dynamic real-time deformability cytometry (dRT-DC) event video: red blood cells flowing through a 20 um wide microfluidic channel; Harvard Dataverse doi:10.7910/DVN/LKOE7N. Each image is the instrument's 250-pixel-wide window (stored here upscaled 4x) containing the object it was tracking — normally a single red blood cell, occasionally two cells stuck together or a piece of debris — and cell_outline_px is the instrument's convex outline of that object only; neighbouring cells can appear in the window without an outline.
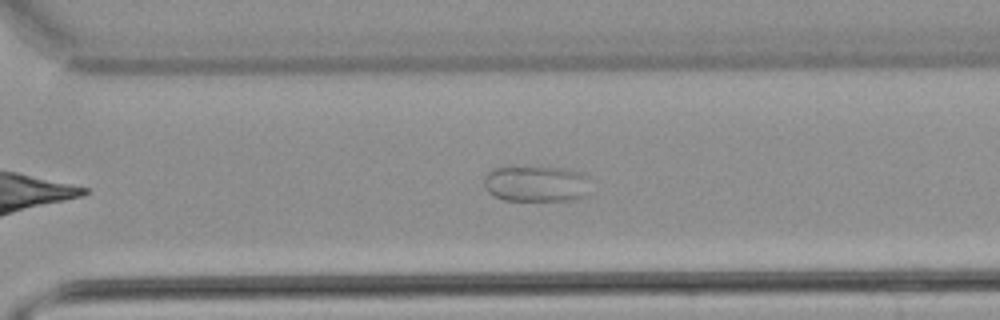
{"species": "common noctule bat (a hibernating species)", "species_latin": "Nyctalus noctula", "temperature_condition": "warm", "stored_images_in_passage": 36, "camera_frame_rate_fps": 3000, "um_per_image_px": 0.085, "animal": {"sex": "male", "body_mass_g": 21.5, "forearm_length_mm": 52.0}, "frame": {"image": 1, "passage_image": 26, "time_ms": 8.333, "image_size_px": [1000, 320], "cell_outline_px": [[588, 192], [580, 196], [568, 200], [504, 200], [488, 192], [484, 188], [484, 176], [492, 168], [512, 164], [540, 164], [572, 168], [588, 176]], "centroid_in_image_um": [45.52, 15.52], "position_along_channel_um": 325.1, "area_um2": 23.64}}